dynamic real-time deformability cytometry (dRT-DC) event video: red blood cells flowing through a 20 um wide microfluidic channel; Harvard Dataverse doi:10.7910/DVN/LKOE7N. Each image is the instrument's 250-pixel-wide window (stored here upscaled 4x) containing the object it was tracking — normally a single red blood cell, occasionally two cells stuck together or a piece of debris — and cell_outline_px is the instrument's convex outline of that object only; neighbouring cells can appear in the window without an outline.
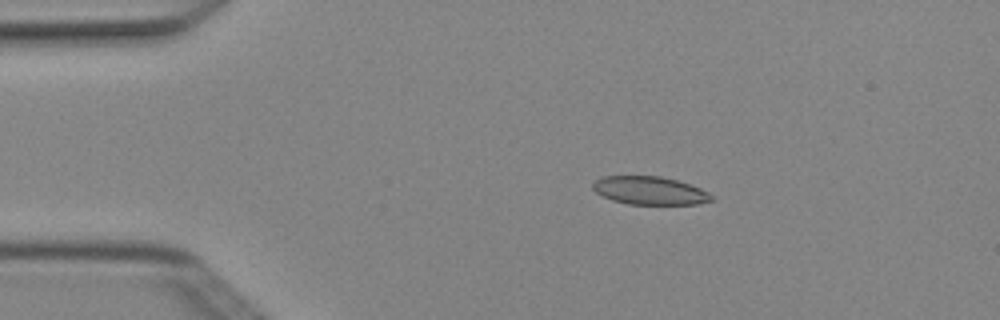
{"species": "Egyptian fruit bat (a non-hibernating species)", "species_latin": "Rousettus aegyptiacus", "temperature_condition": "cold", "stored_images_in_passage": 3, "camera_frame_rate_fps": 3000, "um_per_image_px": 0.085, "animal": {"sex": "female"}, "frame": {"image": 1, "passage_image": 2, "time_ms": 0.333, "image_size_px": [1000, 320], "cell_outline_px": [[716, 200], [696, 204], [628, 204], [612, 200], [596, 192], [592, 188], [592, 184], [600, 176], [660, 176], [676, 180], [700, 188], [708, 192]], "centroid_in_image_um": [55.22, 16.2], "position_along_channel_um": 29.8, "area_um2": 19.42}}
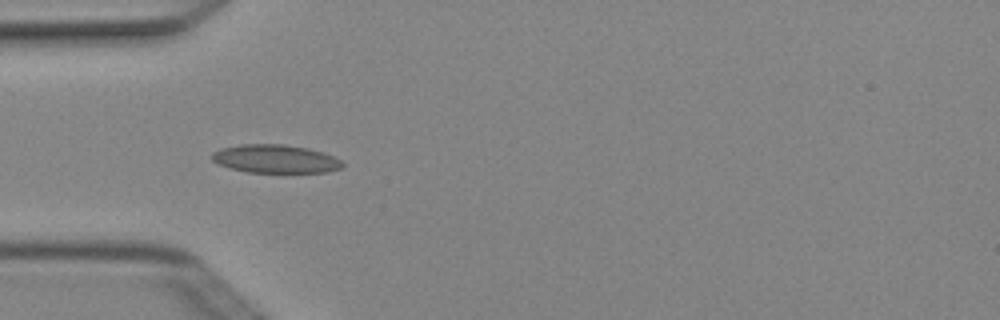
{"frame": {"image": 2, "passage_image": 3, "time_ms": 0.667, "image_size_px": [1000, 320], "cell_outline_px": [[344, 164], [340, 168], [328, 172], [248, 172], [232, 168], [220, 164], [212, 160], [212, 152], [220, 148], [240, 144], [284, 144], [308, 148], [324, 152], [340, 160]], "centroid_in_image_um": [23.41, 13.49], "position_along_channel_um": 61.6, "area_um2": 21.44}}